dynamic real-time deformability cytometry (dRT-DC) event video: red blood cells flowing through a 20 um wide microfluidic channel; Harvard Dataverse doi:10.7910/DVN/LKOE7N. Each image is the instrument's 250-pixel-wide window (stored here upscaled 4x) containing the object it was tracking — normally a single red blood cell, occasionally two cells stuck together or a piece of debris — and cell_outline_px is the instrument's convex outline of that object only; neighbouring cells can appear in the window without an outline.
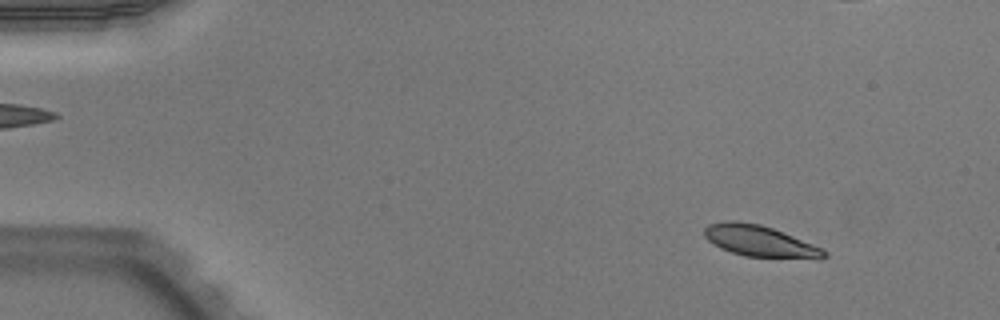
{"species": "Egyptian fruit bat (a non-hibernating species)", "species_latin": "Rousettus aegyptiacus", "temperature_condition": "warm", "stored_images_in_passage": 53, "camera_frame_rate_fps": 3000, "um_per_image_px": 0.085, "animal": {"sex": "male"}, "frame": {"image": 1, "passage_image": 6, "time_ms": 1.667, "image_size_px": [1000, 320], "cell_outline_px": [[828, 256], [820, 260], [744, 256], [720, 248], [708, 240], [704, 236], [704, 228], [708, 224], [732, 220], [736, 220], [760, 224], [772, 228], [812, 244], [828, 252]], "centroid_in_image_um": [64.61, 20.51], "position_along_channel_um": 20.4, "area_um2": 21.96}}
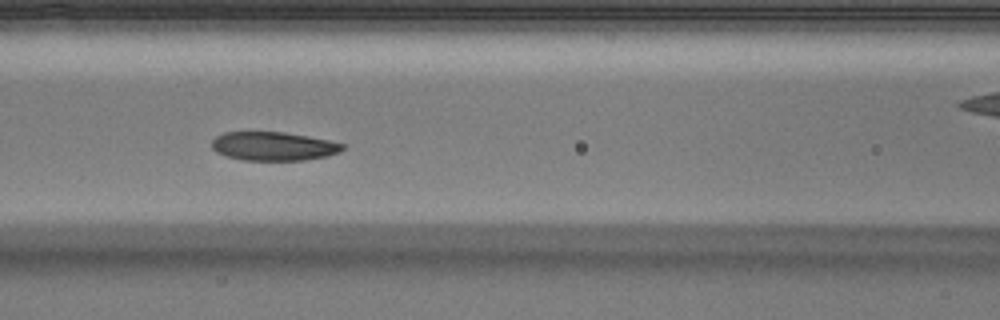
{"frame": {"image": 2, "passage_image": 23, "time_ms": 7.333, "image_size_px": [1000, 320], "cell_outline_px": [[344, 148], [340, 152], [328, 156], [304, 160], [244, 160], [228, 156], [216, 152], [212, 148], [212, 140], [216, 136], [224, 132], [284, 132], [308, 136], [328, 140], [344, 144]], "centroid_in_image_um": [23.25, 12.42], "position_along_channel_um": 143.3, "area_um2": 21.85}}
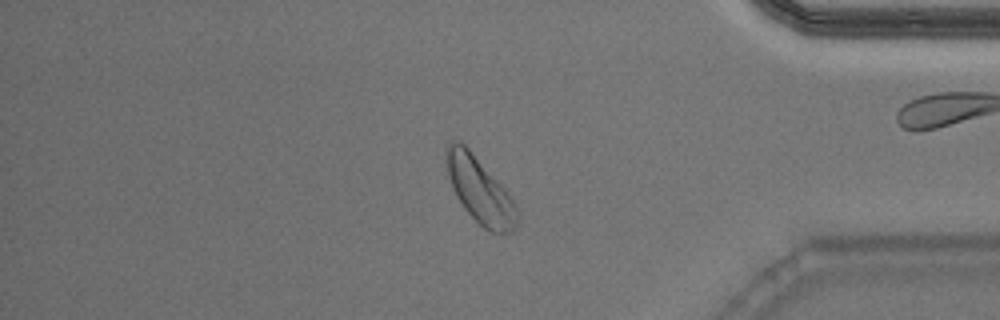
{"frame": {"image": 3, "passage_image": 44, "time_ms": 14.333, "image_size_px": [1000, 320], "cell_outline_px": [[520, 220], [516, 228], [512, 232], [504, 236], [500, 236], [484, 228], [464, 208], [456, 196], [448, 176], [444, 160], [448, 144], [452, 140], [460, 140], [468, 148], [504, 188], [516, 204]], "centroid_in_image_um": [40.81, 16.22], "position_along_channel_um": 394.4, "area_um2": 27.34}, "authors_computed_cell_mechanics": {"area_um2": 22.7732, "velocity_mm_per_s": 3.9286, "shape_relaxation_time_tau1_ms": 2.9836, "shape_relaxation_time_tau2_ms": null, "deformation_change_tau1": 0.1075, "deformation_change_tau2": null}}